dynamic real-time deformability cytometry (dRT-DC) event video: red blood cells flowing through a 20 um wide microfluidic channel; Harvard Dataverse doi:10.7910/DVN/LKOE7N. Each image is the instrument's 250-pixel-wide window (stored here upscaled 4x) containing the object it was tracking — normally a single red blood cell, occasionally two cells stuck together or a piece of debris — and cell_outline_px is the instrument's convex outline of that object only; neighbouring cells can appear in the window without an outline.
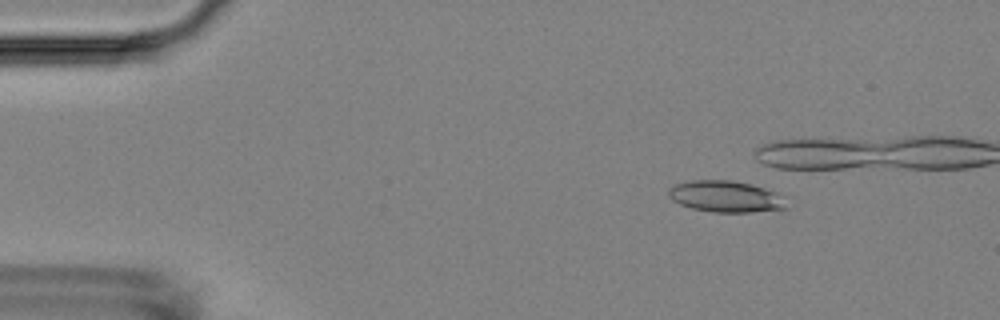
{"species": "Egyptian fruit bat (a non-hibernating species)", "species_latin": "Rousettus aegyptiacus", "temperature_condition": "room temperature", "stored_images_in_passage": 4, "camera_frame_rate_fps": 3000, "um_per_image_px": 0.085, "animal": {"sex": "female"}, "frame": {"image": 1, "passage_image": 1, "time_ms": 0.0, "image_size_px": [1000, 320], "cell_outline_px": [[788, 208], [752, 212], [712, 212], [692, 208], [680, 204], [672, 200], [668, 196], [668, 188], [676, 184], [692, 180], [732, 180], [752, 184], [776, 192]], "centroid_in_image_um": [61.63, 16.7], "position_along_channel_um": 23.4, "area_um2": 21.44}}